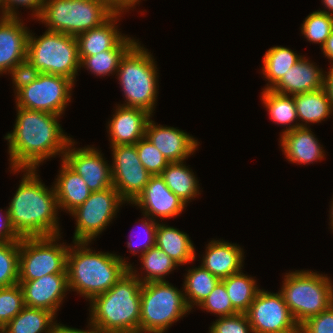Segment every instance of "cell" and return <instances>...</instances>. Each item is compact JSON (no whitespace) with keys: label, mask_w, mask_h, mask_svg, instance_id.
I'll return each instance as SVG.
<instances>
[{"label":"cell","mask_w":333,"mask_h":333,"mask_svg":"<svg viewBox=\"0 0 333 333\" xmlns=\"http://www.w3.org/2000/svg\"><path fill=\"white\" fill-rule=\"evenodd\" d=\"M16 109L13 131L4 136L9 143L10 169H37L51 157L63 158L73 139L64 134L58 120L61 116L22 107Z\"/></svg>","instance_id":"1"},{"label":"cell","mask_w":333,"mask_h":333,"mask_svg":"<svg viewBox=\"0 0 333 333\" xmlns=\"http://www.w3.org/2000/svg\"><path fill=\"white\" fill-rule=\"evenodd\" d=\"M24 172L7 208L10 223L20 238L61 235L58 201L54 186L48 188L38 178L36 169H11Z\"/></svg>","instance_id":"2"},{"label":"cell","mask_w":333,"mask_h":333,"mask_svg":"<svg viewBox=\"0 0 333 333\" xmlns=\"http://www.w3.org/2000/svg\"><path fill=\"white\" fill-rule=\"evenodd\" d=\"M73 244L67 253L68 289L76 291L88 301L108 291L129 271L131 264L120 255L101 251L96 253L88 247L89 242Z\"/></svg>","instance_id":"3"},{"label":"cell","mask_w":333,"mask_h":333,"mask_svg":"<svg viewBox=\"0 0 333 333\" xmlns=\"http://www.w3.org/2000/svg\"><path fill=\"white\" fill-rule=\"evenodd\" d=\"M141 286L129 270L89 301V322L97 333H140Z\"/></svg>","instance_id":"4"},{"label":"cell","mask_w":333,"mask_h":333,"mask_svg":"<svg viewBox=\"0 0 333 333\" xmlns=\"http://www.w3.org/2000/svg\"><path fill=\"white\" fill-rule=\"evenodd\" d=\"M147 50L137 41L121 58L116 76L125 98L120 106L141 108L153 115L159 76L156 61Z\"/></svg>","instance_id":"5"},{"label":"cell","mask_w":333,"mask_h":333,"mask_svg":"<svg viewBox=\"0 0 333 333\" xmlns=\"http://www.w3.org/2000/svg\"><path fill=\"white\" fill-rule=\"evenodd\" d=\"M281 294L299 326L333 305V283L327 274L309 270L284 275Z\"/></svg>","instance_id":"6"},{"label":"cell","mask_w":333,"mask_h":333,"mask_svg":"<svg viewBox=\"0 0 333 333\" xmlns=\"http://www.w3.org/2000/svg\"><path fill=\"white\" fill-rule=\"evenodd\" d=\"M113 12L104 0H44L35 18L47 30L77 36L104 23Z\"/></svg>","instance_id":"7"},{"label":"cell","mask_w":333,"mask_h":333,"mask_svg":"<svg viewBox=\"0 0 333 333\" xmlns=\"http://www.w3.org/2000/svg\"><path fill=\"white\" fill-rule=\"evenodd\" d=\"M34 35L29 32L27 60L40 73L61 75L75 83L81 68L76 37L49 30L42 36Z\"/></svg>","instance_id":"8"},{"label":"cell","mask_w":333,"mask_h":333,"mask_svg":"<svg viewBox=\"0 0 333 333\" xmlns=\"http://www.w3.org/2000/svg\"><path fill=\"white\" fill-rule=\"evenodd\" d=\"M191 312L183 290L168 281L142 283L140 333H164Z\"/></svg>","instance_id":"9"},{"label":"cell","mask_w":333,"mask_h":333,"mask_svg":"<svg viewBox=\"0 0 333 333\" xmlns=\"http://www.w3.org/2000/svg\"><path fill=\"white\" fill-rule=\"evenodd\" d=\"M61 235L20 239L19 281L39 279L48 274H67L69 245L59 244Z\"/></svg>","instance_id":"10"},{"label":"cell","mask_w":333,"mask_h":333,"mask_svg":"<svg viewBox=\"0 0 333 333\" xmlns=\"http://www.w3.org/2000/svg\"><path fill=\"white\" fill-rule=\"evenodd\" d=\"M124 203L114 187L91 192L85 202L70 213L76 219L73 242L91 243L107 228Z\"/></svg>","instance_id":"11"},{"label":"cell","mask_w":333,"mask_h":333,"mask_svg":"<svg viewBox=\"0 0 333 333\" xmlns=\"http://www.w3.org/2000/svg\"><path fill=\"white\" fill-rule=\"evenodd\" d=\"M74 85L67 77L41 73L35 81L15 93L16 107L62 116L71 102Z\"/></svg>","instance_id":"12"},{"label":"cell","mask_w":333,"mask_h":333,"mask_svg":"<svg viewBox=\"0 0 333 333\" xmlns=\"http://www.w3.org/2000/svg\"><path fill=\"white\" fill-rule=\"evenodd\" d=\"M253 333H300L283 295L260 289L245 313Z\"/></svg>","instance_id":"13"},{"label":"cell","mask_w":333,"mask_h":333,"mask_svg":"<svg viewBox=\"0 0 333 333\" xmlns=\"http://www.w3.org/2000/svg\"><path fill=\"white\" fill-rule=\"evenodd\" d=\"M74 139L68 144L62 160L76 173L82 176L91 192L113 187L111 165L103 154L89 145L74 148Z\"/></svg>","instance_id":"14"},{"label":"cell","mask_w":333,"mask_h":333,"mask_svg":"<svg viewBox=\"0 0 333 333\" xmlns=\"http://www.w3.org/2000/svg\"><path fill=\"white\" fill-rule=\"evenodd\" d=\"M153 220L179 216L187 205L166 185L161 175H152L145 188L131 203Z\"/></svg>","instance_id":"15"},{"label":"cell","mask_w":333,"mask_h":333,"mask_svg":"<svg viewBox=\"0 0 333 333\" xmlns=\"http://www.w3.org/2000/svg\"><path fill=\"white\" fill-rule=\"evenodd\" d=\"M18 283L23 290L25 306L44 309L55 316L69 291L67 274H48L39 279Z\"/></svg>","instance_id":"16"},{"label":"cell","mask_w":333,"mask_h":333,"mask_svg":"<svg viewBox=\"0 0 333 333\" xmlns=\"http://www.w3.org/2000/svg\"><path fill=\"white\" fill-rule=\"evenodd\" d=\"M145 137L169 162L187 160L198 149L200 143L187 132L156 124L151 118L146 126Z\"/></svg>","instance_id":"17"},{"label":"cell","mask_w":333,"mask_h":333,"mask_svg":"<svg viewBox=\"0 0 333 333\" xmlns=\"http://www.w3.org/2000/svg\"><path fill=\"white\" fill-rule=\"evenodd\" d=\"M108 121L110 146L136 144L145 136L146 126L152 115L144 109L118 104Z\"/></svg>","instance_id":"18"},{"label":"cell","mask_w":333,"mask_h":333,"mask_svg":"<svg viewBox=\"0 0 333 333\" xmlns=\"http://www.w3.org/2000/svg\"><path fill=\"white\" fill-rule=\"evenodd\" d=\"M20 17H4L0 21V74L8 73L16 64L27 59L30 30Z\"/></svg>","instance_id":"19"},{"label":"cell","mask_w":333,"mask_h":333,"mask_svg":"<svg viewBox=\"0 0 333 333\" xmlns=\"http://www.w3.org/2000/svg\"><path fill=\"white\" fill-rule=\"evenodd\" d=\"M201 266L220 280L242 271L244 263L243 248L223 240H211L206 245Z\"/></svg>","instance_id":"20"},{"label":"cell","mask_w":333,"mask_h":333,"mask_svg":"<svg viewBox=\"0 0 333 333\" xmlns=\"http://www.w3.org/2000/svg\"><path fill=\"white\" fill-rule=\"evenodd\" d=\"M315 136L309 126L280 134V147L287 160L302 165L324 159L325 152Z\"/></svg>","instance_id":"21"},{"label":"cell","mask_w":333,"mask_h":333,"mask_svg":"<svg viewBox=\"0 0 333 333\" xmlns=\"http://www.w3.org/2000/svg\"><path fill=\"white\" fill-rule=\"evenodd\" d=\"M324 76L322 69L302 56L271 90L285 95L319 90L324 87Z\"/></svg>","instance_id":"22"},{"label":"cell","mask_w":333,"mask_h":333,"mask_svg":"<svg viewBox=\"0 0 333 333\" xmlns=\"http://www.w3.org/2000/svg\"><path fill=\"white\" fill-rule=\"evenodd\" d=\"M121 15L113 13L100 26L77 35L79 56H94L101 51L113 49L125 37L116 26Z\"/></svg>","instance_id":"23"},{"label":"cell","mask_w":333,"mask_h":333,"mask_svg":"<svg viewBox=\"0 0 333 333\" xmlns=\"http://www.w3.org/2000/svg\"><path fill=\"white\" fill-rule=\"evenodd\" d=\"M61 163L60 172L53 186L59 210L64 209L70 214L85 202L91 191L82 176L72 170L63 160Z\"/></svg>","instance_id":"24"},{"label":"cell","mask_w":333,"mask_h":333,"mask_svg":"<svg viewBox=\"0 0 333 333\" xmlns=\"http://www.w3.org/2000/svg\"><path fill=\"white\" fill-rule=\"evenodd\" d=\"M155 245L178 265L191 263L196 258L195 247L189 235L177 228L158 223Z\"/></svg>","instance_id":"25"},{"label":"cell","mask_w":333,"mask_h":333,"mask_svg":"<svg viewBox=\"0 0 333 333\" xmlns=\"http://www.w3.org/2000/svg\"><path fill=\"white\" fill-rule=\"evenodd\" d=\"M293 98L298 121H302L299 127H307L309 123H321L333 114V107L324 87L311 92L294 94Z\"/></svg>","instance_id":"26"},{"label":"cell","mask_w":333,"mask_h":333,"mask_svg":"<svg viewBox=\"0 0 333 333\" xmlns=\"http://www.w3.org/2000/svg\"><path fill=\"white\" fill-rule=\"evenodd\" d=\"M184 161L169 162L161 172L167 187L177 195L185 204L194 200L201 191L193 170L184 164Z\"/></svg>","instance_id":"27"},{"label":"cell","mask_w":333,"mask_h":333,"mask_svg":"<svg viewBox=\"0 0 333 333\" xmlns=\"http://www.w3.org/2000/svg\"><path fill=\"white\" fill-rule=\"evenodd\" d=\"M135 38L127 35L111 50L100 52L94 56H79L80 67H84L96 76L116 74L119 62L125 53L136 43Z\"/></svg>","instance_id":"28"},{"label":"cell","mask_w":333,"mask_h":333,"mask_svg":"<svg viewBox=\"0 0 333 333\" xmlns=\"http://www.w3.org/2000/svg\"><path fill=\"white\" fill-rule=\"evenodd\" d=\"M261 100L266 111L269 112L270 120L278 125L287 126L282 134L299 127L297 111L293 95L277 93L271 89H262ZM297 120V121H296ZM296 121L295 124H293ZM289 124V125H288Z\"/></svg>","instance_id":"29"},{"label":"cell","mask_w":333,"mask_h":333,"mask_svg":"<svg viewBox=\"0 0 333 333\" xmlns=\"http://www.w3.org/2000/svg\"><path fill=\"white\" fill-rule=\"evenodd\" d=\"M55 319L50 311L25 306L0 333H50Z\"/></svg>","instance_id":"30"},{"label":"cell","mask_w":333,"mask_h":333,"mask_svg":"<svg viewBox=\"0 0 333 333\" xmlns=\"http://www.w3.org/2000/svg\"><path fill=\"white\" fill-rule=\"evenodd\" d=\"M220 279L203 266L189 268L184 277L183 291L187 306H199L214 290Z\"/></svg>","instance_id":"31"},{"label":"cell","mask_w":333,"mask_h":333,"mask_svg":"<svg viewBox=\"0 0 333 333\" xmlns=\"http://www.w3.org/2000/svg\"><path fill=\"white\" fill-rule=\"evenodd\" d=\"M140 260L141 268L145 270L144 277L142 273L141 276L139 273L137 274L138 271L134 269L132 264L129 266V270L142 283L166 281L165 276L178 267L171 257L156 245L140 255Z\"/></svg>","instance_id":"32"},{"label":"cell","mask_w":333,"mask_h":333,"mask_svg":"<svg viewBox=\"0 0 333 333\" xmlns=\"http://www.w3.org/2000/svg\"><path fill=\"white\" fill-rule=\"evenodd\" d=\"M302 55L283 46L269 48L263 57V77L268 81L264 89H272Z\"/></svg>","instance_id":"33"},{"label":"cell","mask_w":333,"mask_h":333,"mask_svg":"<svg viewBox=\"0 0 333 333\" xmlns=\"http://www.w3.org/2000/svg\"><path fill=\"white\" fill-rule=\"evenodd\" d=\"M221 281L226 287L234 309L238 313H246L260 290L254 277L240 271Z\"/></svg>","instance_id":"34"},{"label":"cell","mask_w":333,"mask_h":333,"mask_svg":"<svg viewBox=\"0 0 333 333\" xmlns=\"http://www.w3.org/2000/svg\"><path fill=\"white\" fill-rule=\"evenodd\" d=\"M111 174L113 187L127 204L138 197L152 176L145 168L111 170Z\"/></svg>","instance_id":"35"},{"label":"cell","mask_w":333,"mask_h":333,"mask_svg":"<svg viewBox=\"0 0 333 333\" xmlns=\"http://www.w3.org/2000/svg\"><path fill=\"white\" fill-rule=\"evenodd\" d=\"M20 240L0 241V288L19 282Z\"/></svg>","instance_id":"36"},{"label":"cell","mask_w":333,"mask_h":333,"mask_svg":"<svg viewBox=\"0 0 333 333\" xmlns=\"http://www.w3.org/2000/svg\"><path fill=\"white\" fill-rule=\"evenodd\" d=\"M333 30V16L320 11H313L309 14L303 24L301 33L307 41L320 44L322 48Z\"/></svg>","instance_id":"37"},{"label":"cell","mask_w":333,"mask_h":333,"mask_svg":"<svg viewBox=\"0 0 333 333\" xmlns=\"http://www.w3.org/2000/svg\"><path fill=\"white\" fill-rule=\"evenodd\" d=\"M25 307L20 284L0 288V331Z\"/></svg>","instance_id":"38"},{"label":"cell","mask_w":333,"mask_h":333,"mask_svg":"<svg viewBox=\"0 0 333 333\" xmlns=\"http://www.w3.org/2000/svg\"><path fill=\"white\" fill-rule=\"evenodd\" d=\"M141 164L151 175H160L169 161L163 156L159 149L145 136L136 144Z\"/></svg>","instance_id":"39"},{"label":"cell","mask_w":333,"mask_h":333,"mask_svg":"<svg viewBox=\"0 0 333 333\" xmlns=\"http://www.w3.org/2000/svg\"><path fill=\"white\" fill-rule=\"evenodd\" d=\"M199 308L219 315V317L231 316L238 313L232 306L226 287L221 280L209 296L199 305Z\"/></svg>","instance_id":"40"},{"label":"cell","mask_w":333,"mask_h":333,"mask_svg":"<svg viewBox=\"0 0 333 333\" xmlns=\"http://www.w3.org/2000/svg\"><path fill=\"white\" fill-rule=\"evenodd\" d=\"M112 148L111 170H131L145 168L139 159L135 144L110 146Z\"/></svg>","instance_id":"41"},{"label":"cell","mask_w":333,"mask_h":333,"mask_svg":"<svg viewBox=\"0 0 333 333\" xmlns=\"http://www.w3.org/2000/svg\"><path fill=\"white\" fill-rule=\"evenodd\" d=\"M158 220H153L147 215H144V219L142 217L140 232L138 233L141 236V232L143 233V241L142 239H137V241H133V237L130 235L129 240L127 241V248H129V252L136 255L140 252L142 255L146 251H148L151 247L155 246V238H156V229H157ZM142 229V230H141Z\"/></svg>","instance_id":"42"},{"label":"cell","mask_w":333,"mask_h":333,"mask_svg":"<svg viewBox=\"0 0 333 333\" xmlns=\"http://www.w3.org/2000/svg\"><path fill=\"white\" fill-rule=\"evenodd\" d=\"M209 328V333H253L245 313L219 317Z\"/></svg>","instance_id":"43"},{"label":"cell","mask_w":333,"mask_h":333,"mask_svg":"<svg viewBox=\"0 0 333 333\" xmlns=\"http://www.w3.org/2000/svg\"><path fill=\"white\" fill-rule=\"evenodd\" d=\"M300 333H333V305L302 323Z\"/></svg>","instance_id":"44"},{"label":"cell","mask_w":333,"mask_h":333,"mask_svg":"<svg viewBox=\"0 0 333 333\" xmlns=\"http://www.w3.org/2000/svg\"><path fill=\"white\" fill-rule=\"evenodd\" d=\"M11 74V79L13 86L15 87V93L22 87L29 85L31 82L35 81L39 75L40 71L33 66L27 59L16 64L8 74Z\"/></svg>","instance_id":"45"},{"label":"cell","mask_w":333,"mask_h":333,"mask_svg":"<svg viewBox=\"0 0 333 333\" xmlns=\"http://www.w3.org/2000/svg\"><path fill=\"white\" fill-rule=\"evenodd\" d=\"M43 2L44 0H0V14L5 17H19L17 10L21 6L32 10L31 15L37 18L41 13Z\"/></svg>","instance_id":"46"},{"label":"cell","mask_w":333,"mask_h":333,"mask_svg":"<svg viewBox=\"0 0 333 333\" xmlns=\"http://www.w3.org/2000/svg\"><path fill=\"white\" fill-rule=\"evenodd\" d=\"M2 211V209L0 210ZM4 216L0 212V241H16L21 238L11 226L8 210L6 208Z\"/></svg>","instance_id":"47"},{"label":"cell","mask_w":333,"mask_h":333,"mask_svg":"<svg viewBox=\"0 0 333 333\" xmlns=\"http://www.w3.org/2000/svg\"><path fill=\"white\" fill-rule=\"evenodd\" d=\"M140 1L141 0H110V10L113 13L124 14V11L128 12L129 9L134 8Z\"/></svg>","instance_id":"48"},{"label":"cell","mask_w":333,"mask_h":333,"mask_svg":"<svg viewBox=\"0 0 333 333\" xmlns=\"http://www.w3.org/2000/svg\"><path fill=\"white\" fill-rule=\"evenodd\" d=\"M54 321L50 333H97L96 330L92 327L90 322H88V330H81L73 327H67L66 325L56 323Z\"/></svg>","instance_id":"49"},{"label":"cell","mask_w":333,"mask_h":333,"mask_svg":"<svg viewBox=\"0 0 333 333\" xmlns=\"http://www.w3.org/2000/svg\"><path fill=\"white\" fill-rule=\"evenodd\" d=\"M324 76V88L327 91L328 98L333 107V64L329 67V71L325 72Z\"/></svg>","instance_id":"50"},{"label":"cell","mask_w":333,"mask_h":333,"mask_svg":"<svg viewBox=\"0 0 333 333\" xmlns=\"http://www.w3.org/2000/svg\"><path fill=\"white\" fill-rule=\"evenodd\" d=\"M321 50L323 51V55L331 60V63L333 64V30Z\"/></svg>","instance_id":"51"},{"label":"cell","mask_w":333,"mask_h":333,"mask_svg":"<svg viewBox=\"0 0 333 333\" xmlns=\"http://www.w3.org/2000/svg\"><path fill=\"white\" fill-rule=\"evenodd\" d=\"M322 4L325 5V9L328 10H317L320 11L322 13H327L328 15H332L333 16V0H322Z\"/></svg>","instance_id":"52"},{"label":"cell","mask_w":333,"mask_h":333,"mask_svg":"<svg viewBox=\"0 0 333 333\" xmlns=\"http://www.w3.org/2000/svg\"><path fill=\"white\" fill-rule=\"evenodd\" d=\"M329 213H330V226H331V230H333V199H332V201H331V205H330V211H329Z\"/></svg>","instance_id":"53"},{"label":"cell","mask_w":333,"mask_h":333,"mask_svg":"<svg viewBox=\"0 0 333 333\" xmlns=\"http://www.w3.org/2000/svg\"><path fill=\"white\" fill-rule=\"evenodd\" d=\"M104 1L107 2L108 7H109V9H110V0H104Z\"/></svg>","instance_id":"54"},{"label":"cell","mask_w":333,"mask_h":333,"mask_svg":"<svg viewBox=\"0 0 333 333\" xmlns=\"http://www.w3.org/2000/svg\"><path fill=\"white\" fill-rule=\"evenodd\" d=\"M5 16L3 14L0 15V21L4 18Z\"/></svg>","instance_id":"55"}]
</instances>
